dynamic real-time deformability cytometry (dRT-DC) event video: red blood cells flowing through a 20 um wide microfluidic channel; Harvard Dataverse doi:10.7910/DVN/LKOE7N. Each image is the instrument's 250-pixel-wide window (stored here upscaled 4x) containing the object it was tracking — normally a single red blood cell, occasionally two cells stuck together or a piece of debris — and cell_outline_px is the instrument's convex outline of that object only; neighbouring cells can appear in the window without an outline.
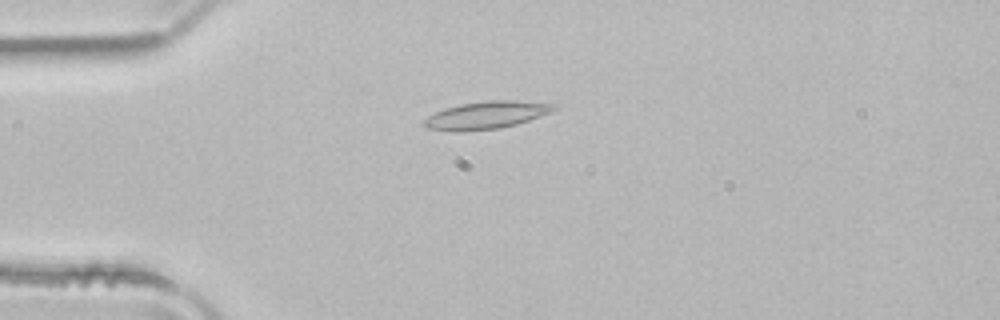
{"species": "common noctule bat (a hibernating species)", "species_latin": "Nyctalus noctula", "temperature_condition": "room temperature", "stored_images_in_passage": 40, "camera_frame_rate_fps": 3000, "um_per_image_px": 0.085, "animal": {"sex": "male", "body_mass_g": 21.5, "forearm_length_mm": 52.0}, "frame": {"image": 1, "passage_image": 2, "time_ms": 0.333, "image_size_px": [1000, 320], "cell_outline_px": [[560, 108], [552, 112], [516, 124], [500, 128], [428, 128], [424, 124], [424, 120], [428, 116], [444, 108], [460, 104], [488, 100], [512, 100], [560, 104]], "centroid_in_image_um": [41.52, 9.71], "position_along_channel_um": 43.5, "area_um2": 19.88}}
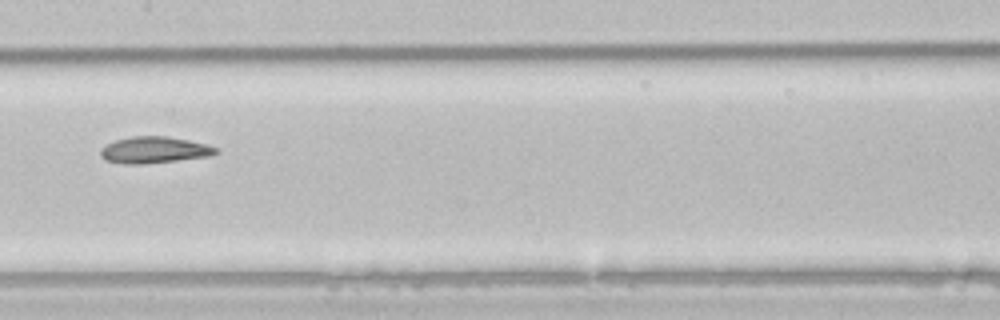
{"frame": {"image": 2, "passage_image": 15, "time_ms": 4.667, "image_size_px": [1000, 320], "cell_outline_px": [[220, 152], [208, 156], [176, 160], [140, 164], [124, 164], [104, 160], [100, 156], [100, 148], [116, 140], [132, 136], [168, 136], [208, 144], [216, 148]], "centroid_in_image_um": [13.09, 12.74], "position_along_channel_um": 194.3, "area_um2": 17.74}}
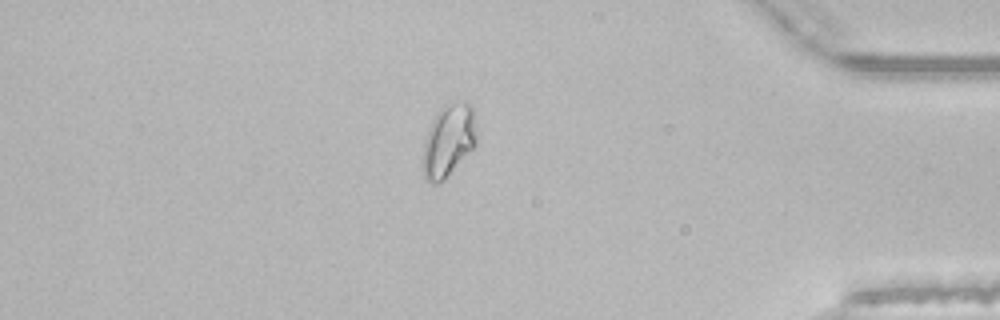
{"frame": {"image": 3, "passage_image": 33, "time_ms": 10.667, "image_size_px": [1000, 320], "cell_outline_px": [[476, 144], [444, 180], [436, 184], [428, 184], [424, 180], [424, 144], [432, 120], [440, 108], [444, 104], [464, 100], [468, 100], [472, 104], [476, 136]], "centroid_in_image_um": [38.13, 11.92], "position_along_channel_um": 397.1, "area_um2": 22.54}, "authors_computed_cell_mechanics": {"area_um2": 18.5538, "velocity_mm_per_s": 3.9568, "shape_relaxation_time_tau1_ms": null, "shape_relaxation_time_tau2_ms": 3.1116, "deformation_change_tau1": null, "deformation_change_tau2": 0.0828}}